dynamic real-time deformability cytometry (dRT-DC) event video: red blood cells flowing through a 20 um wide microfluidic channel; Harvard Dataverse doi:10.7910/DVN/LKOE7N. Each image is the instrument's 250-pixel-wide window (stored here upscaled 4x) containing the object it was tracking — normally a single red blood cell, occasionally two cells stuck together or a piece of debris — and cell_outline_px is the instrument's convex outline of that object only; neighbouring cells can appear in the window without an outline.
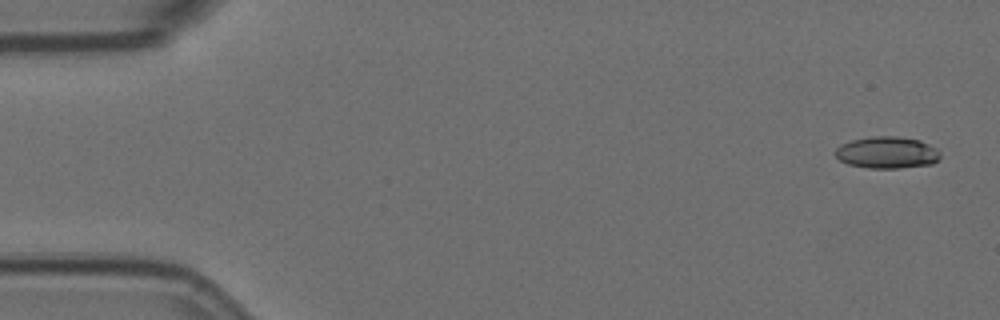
{"species": "Egyptian fruit bat (a non-hibernating species)", "species_latin": "Rousettus aegyptiacus", "temperature_condition": "room temperature", "stored_images_in_passage": 10, "camera_frame_rate_fps": 3000, "um_per_image_px": 0.085, "animal": {"sex": "female"}, "frame": {"image": 1, "passage_image": 1, "time_ms": 0.0, "image_size_px": [1000, 320], "cell_outline_px": [[940, 156], [932, 164], [900, 168], [868, 168], [848, 164], [840, 160], [836, 156], [836, 148], [840, 144], [852, 140], [872, 136], [896, 136], [920, 140], [936, 148], [940, 152]], "centroid_in_image_um": [75.39, 12.96], "position_along_channel_um": 9.6, "area_um2": 19.42}}
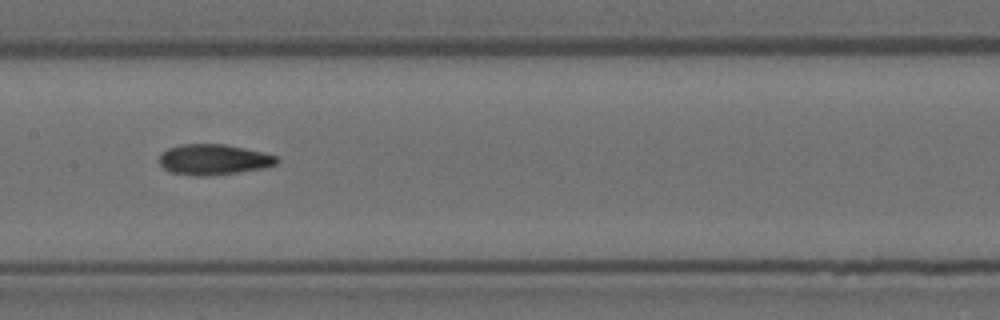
{"frame": {"image": 2, "passage_image": 8, "time_ms": 2.333, "image_size_px": [1000, 320], "cell_outline_px": [[280, 160], [276, 164], [264, 168], [212, 176], [192, 176], [172, 172], [164, 168], [160, 164], [160, 156], [168, 148], [180, 144], [224, 144], [244, 148], [276, 156]], "centroid_in_image_um": [18.16, 13.57], "position_along_channel_um": 189.2, "area_um2": 20.87}}
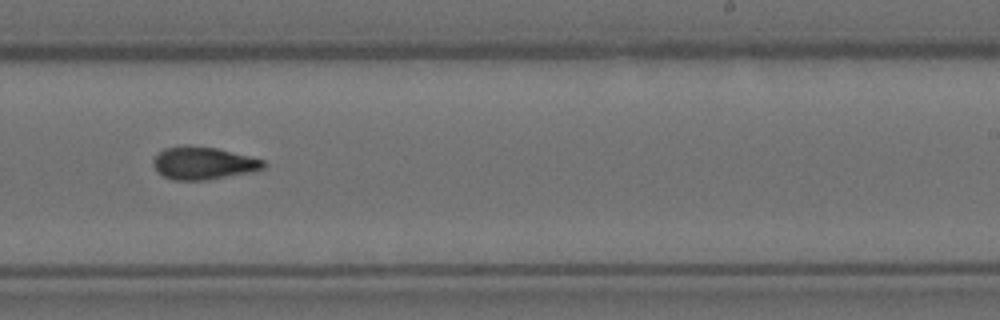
{"frame": {"image": 3, "passage_image": 10, "time_ms": 3.0, "image_size_px": [1000, 320], "cell_outline_px": [[268, 164], [264, 168], [248, 172], [204, 180], [172, 180], [156, 172], [152, 164], [152, 160], [164, 148], [216, 148], [264, 160]], "centroid_in_image_um": [17.27, 13.91], "position_along_channel_um": 271.7, "area_um2": 20.17}}